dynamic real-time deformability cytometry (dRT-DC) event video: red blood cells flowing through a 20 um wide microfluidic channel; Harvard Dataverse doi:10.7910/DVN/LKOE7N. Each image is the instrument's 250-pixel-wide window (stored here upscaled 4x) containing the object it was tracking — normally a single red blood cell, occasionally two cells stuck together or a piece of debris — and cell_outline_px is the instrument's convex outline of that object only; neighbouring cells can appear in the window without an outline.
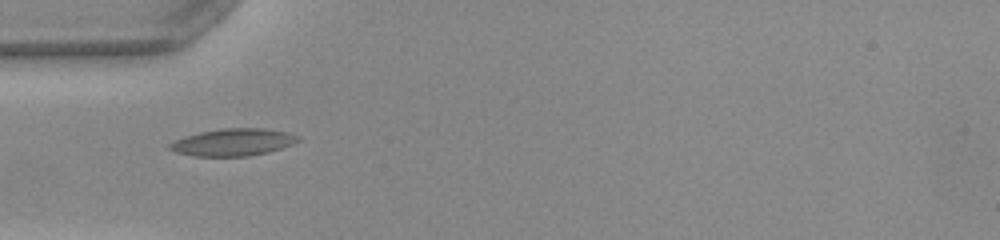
{"species": "common noctule bat (a hibernating species)", "species_latin": "Nyctalus noctula", "temperature_condition": "warm", "stored_images_in_passage": 36, "camera_frame_rate_fps": 3000, "um_per_image_px": 0.085, "animal": {"sex": "female", "body_mass_g": 22.0, "forearm_length_mm": 56.7}, "frame": {"image": 1, "passage_image": 1, "time_ms": 0.0, "image_size_px": [1000, 240], "cell_outline_px": [[300, 140], [292, 144], [268, 152], [248, 156], [192, 156], [176, 152], [168, 148], [168, 144], [184, 136], [200, 132], [220, 128], [264, 128], [288, 132], [300, 136]], "centroid_in_image_um": [19.81, 12.08], "position_along_channel_um": 65.2, "area_um2": 20.4}}
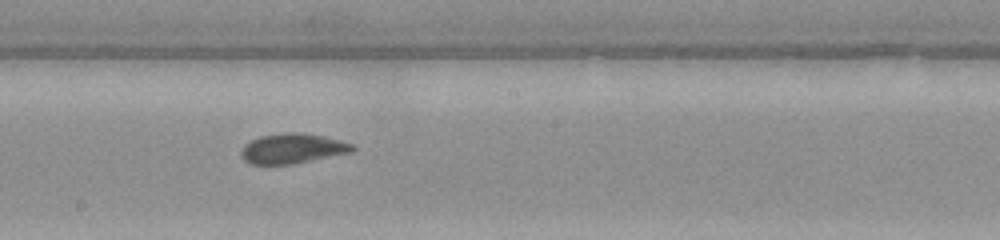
{"frame": {"image": 2, "passage_image": 13, "time_ms": 4.0, "image_size_px": [1000, 240], "cell_outline_px": [[356, 148], [352, 152], [292, 164], [252, 164], [244, 160], [240, 152], [244, 144], [260, 136], [288, 132], [296, 132], [320, 136], [352, 144]], "centroid_in_image_um": [24.82, 12.63], "position_along_channel_um": 223.4, "area_um2": 19.07}}
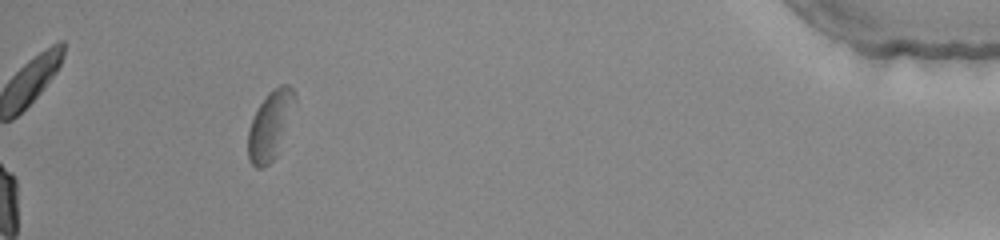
{"frame": {"image": 3, "passage_image": 32, "time_ms": 10.333, "image_size_px": [1000, 240], "cell_outline_px": [[296, 100], [276, 156], [268, 164], [260, 168], [256, 168], [248, 160], [248, 132], [252, 120], [260, 104], [268, 92], [280, 84], [288, 84], [296, 92]], "centroid_in_image_um": [22.96, 10.62], "position_along_channel_um": 412.2, "area_um2": 18.32}, "authors_computed_cell_mechanics": {"area_um2": 19.074, "velocity_mm_per_s": 3.9712, "shape_relaxation_time_tau1_ms": 5.7355, "shape_relaxation_time_tau2_ms": 1.6459, "deformation_change_tau1": 0.1665, "deformation_change_tau2": 0.0745}}